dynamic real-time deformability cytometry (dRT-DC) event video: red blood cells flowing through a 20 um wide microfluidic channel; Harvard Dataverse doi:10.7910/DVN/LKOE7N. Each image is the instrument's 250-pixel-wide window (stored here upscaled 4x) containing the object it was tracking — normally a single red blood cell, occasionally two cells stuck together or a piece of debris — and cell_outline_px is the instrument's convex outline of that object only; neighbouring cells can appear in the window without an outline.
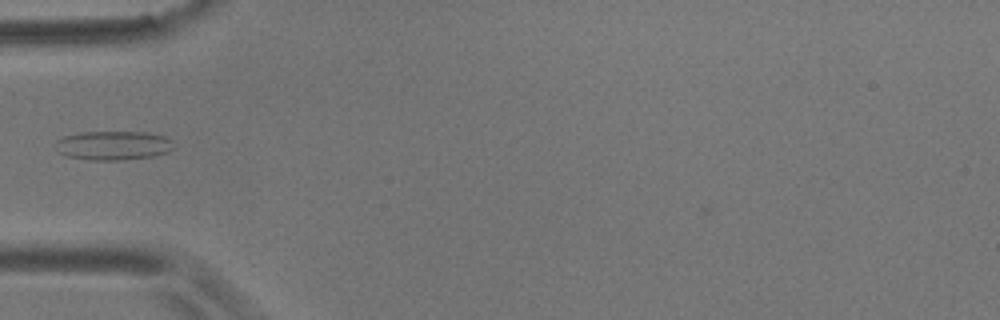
{"species": "common noctule bat (a hibernating species)", "species_latin": "Nyctalus noctula", "temperature_condition": "room temperature", "stored_images_in_passage": 39, "camera_frame_rate_fps": 3000, "um_per_image_px": 0.085, "animal": {"sex": "male", "body_mass_g": 17.9}, "frame": {"image": 1, "passage_image": 1, "time_ms": 0.0, "image_size_px": [1000, 320], "cell_outline_px": [[172, 148], [168, 152], [156, 156], [124, 160], [88, 160], [64, 156], [60, 152], [56, 140], [64, 136], [80, 132], [144, 132], [164, 136], [172, 140]], "centroid_in_image_um": [9.64, 12.37], "position_along_channel_um": 75.4, "area_um2": 20.06}}
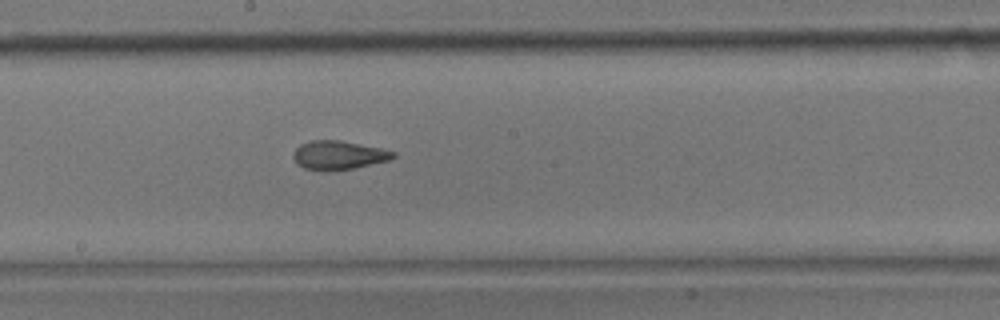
{"frame": {"image": 2, "passage_image": 13, "time_ms": 4.0, "image_size_px": [1000, 320], "cell_outline_px": [[396, 156], [388, 160], [356, 168], [304, 168], [296, 164], [292, 156], [292, 152], [300, 144], [312, 140], [340, 140], [380, 148], [396, 152]], "centroid_in_image_um": [28.77, 13.15], "position_along_channel_um": 219.4, "area_um2": 16.24}}
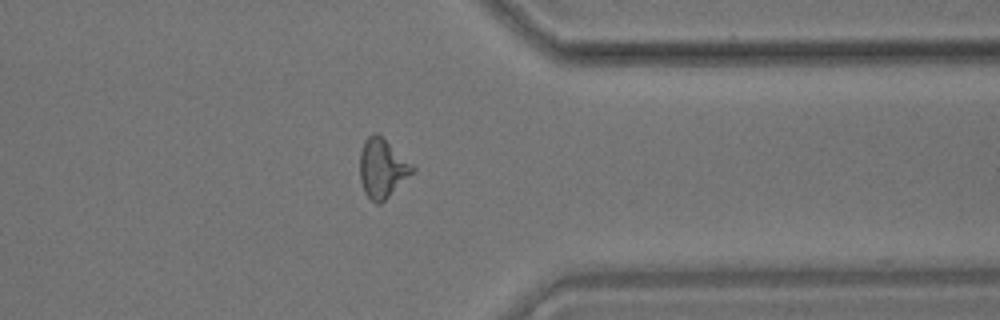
{"frame": {"image": 3, "passage_image": 27, "time_ms": 8.667, "image_size_px": [1000, 320], "cell_outline_px": [[416, 172], [380, 204], [376, 204], [364, 192], [360, 180], [360, 152], [364, 140], [372, 132], [376, 132], [412, 164], [416, 168]], "centroid_in_image_um": [32.5, 14.31], "position_along_channel_um": 378.9, "area_um2": 18.15}}